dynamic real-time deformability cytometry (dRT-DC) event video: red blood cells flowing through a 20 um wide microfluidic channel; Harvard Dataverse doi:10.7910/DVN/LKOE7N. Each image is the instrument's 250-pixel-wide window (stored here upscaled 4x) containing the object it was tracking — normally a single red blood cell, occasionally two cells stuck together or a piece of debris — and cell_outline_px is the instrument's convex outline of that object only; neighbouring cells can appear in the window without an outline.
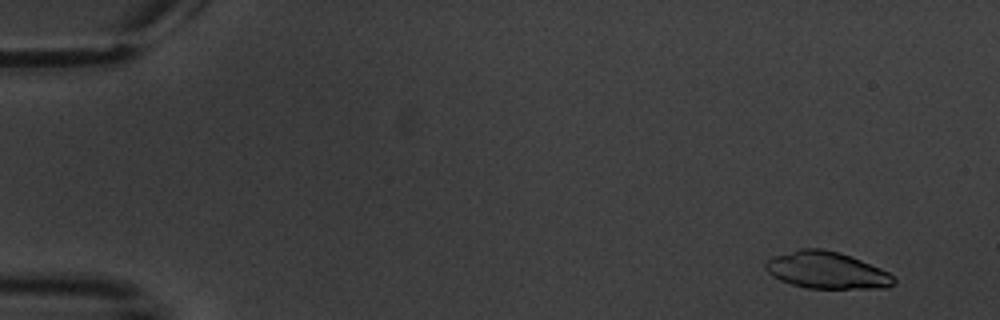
{"species": "common noctule bat (a hibernating species)", "species_latin": "Nyctalus noctula", "temperature_condition": "warm", "stored_images_in_passage": 4, "camera_frame_rate_fps": 3000, "um_per_image_px": 0.085, "animal": {"sex": "male", "body_mass_g": 20.1, "forearm_length_mm": 53.5}, "frame": {"image": 1, "passage_image": 1, "time_ms": 0.0, "image_size_px": [1000, 320], "cell_outline_px": [[896, 284], [888, 288], [804, 288], [780, 280], [772, 276], [764, 268], [764, 264], [768, 260], [776, 256], [800, 248], [820, 248], [840, 252], [880, 268], [888, 272], [896, 280]], "centroid_in_image_um": [70.28, 22.98], "position_along_channel_um": 14.7, "area_um2": 27.51}}